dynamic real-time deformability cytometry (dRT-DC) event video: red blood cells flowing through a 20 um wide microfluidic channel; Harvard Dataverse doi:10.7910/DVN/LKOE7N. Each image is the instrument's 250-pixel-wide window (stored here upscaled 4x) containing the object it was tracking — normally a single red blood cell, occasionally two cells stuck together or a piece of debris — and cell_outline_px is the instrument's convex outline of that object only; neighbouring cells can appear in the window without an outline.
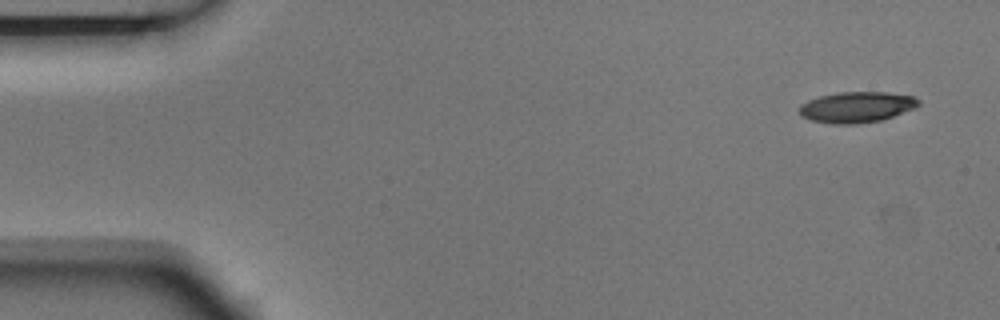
{"species": "Egyptian fruit bat (a non-hibernating species)", "species_latin": "Rousettus aegyptiacus", "temperature_condition": "room temperature", "stored_images_in_passage": 4, "camera_frame_rate_fps": 3000, "um_per_image_px": 0.085, "animal": {"sex": "male"}, "frame": {"image": 1, "passage_image": 1, "time_ms": 0.0, "image_size_px": [1000, 320], "cell_outline_px": [[920, 104], [916, 108], [880, 120], [856, 124], [832, 124], [812, 120], [800, 116], [800, 104], [808, 100], [820, 96], [836, 92], [888, 92], [912, 96], [920, 100]], "centroid_in_image_um": [72.81, 9.1], "position_along_channel_um": 12.2, "area_um2": 21.44}}